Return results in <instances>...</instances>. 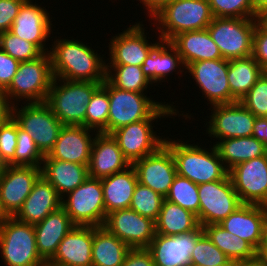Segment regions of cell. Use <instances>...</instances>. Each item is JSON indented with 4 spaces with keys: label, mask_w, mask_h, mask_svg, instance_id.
<instances>
[{
    "label": "cell",
    "mask_w": 267,
    "mask_h": 266,
    "mask_svg": "<svg viewBox=\"0 0 267 266\" xmlns=\"http://www.w3.org/2000/svg\"><path fill=\"white\" fill-rule=\"evenodd\" d=\"M58 39L50 48L54 78L69 81L104 82L106 63L95 50L78 40Z\"/></svg>",
    "instance_id": "obj_1"
},
{
    "label": "cell",
    "mask_w": 267,
    "mask_h": 266,
    "mask_svg": "<svg viewBox=\"0 0 267 266\" xmlns=\"http://www.w3.org/2000/svg\"><path fill=\"white\" fill-rule=\"evenodd\" d=\"M102 86L108 91L109 98L107 134L147 118H164L178 114L171 104L155 102L144 93L118 89L107 79L102 82Z\"/></svg>",
    "instance_id": "obj_2"
},
{
    "label": "cell",
    "mask_w": 267,
    "mask_h": 266,
    "mask_svg": "<svg viewBox=\"0 0 267 266\" xmlns=\"http://www.w3.org/2000/svg\"><path fill=\"white\" fill-rule=\"evenodd\" d=\"M169 140L165 139L164 144L171 150L178 175L199 185L223 180L229 174L215 145L208 152L207 149L198 147V145Z\"/></svg>",
    "instance_id": "obj_3"
},
{
    "label": "cell",
    "mask_w": 267,
    "mask_h": 266,
    "mask_svg": "<svg viewBox=\"0 0 267 266\" xmlns=\"http://www.w3.org/2000/svg\"><path fill=\"white\" fill-rule=\"evenodd\" d=\"M213 18L208 0H172L151 19L160 25L159 39L170 42L180 33L206 29Z\"/></svg>",
    "instance_id": "obj_4"
},
{
    "label": "cell",
    "mask_w": 267,
    "mask_h": 266,
    "mask_svg": "<svg viewBox=\"0 0 267 266\" xmlns=\"http://www.w3.org/2000/svg\"><path fill=\"white\" fill-rule=\"evenodd\" d=\"M57 80L63 83L58 85ZM101 85L102 82L54 78L46 102L63 125L85 127L87 103Z\"/></svg>",
    "instance_id": "obj_5"
},
{
    "label": "cell",
    "mask_w": 267,
    "mask_h": 266,
    "mask_svg": "<svg viewBox=\"0 0 267 266\" xmlns=\"http://www.w3.org/2000/svg\"><path fill=\"white\" fill-rule=\"evenodd\" d=\"M0 250L7 266H46L40 257L32 224L11 216L0 225Z\"/></svg>",
    "instance_id": "obj_6"
},
{
    "label": "cell",
    "mask_w": 267,
    "mask_h": 266,
    "mask_svg": "<svg viewBox=\"0 0 267 266\" xmlns=\"http://www.w3.org/2000/svg\"><path fill=\"white\" fill-rule=\"evenodd\" d=\"M53 80L51 58L47 52L35 60L21 62L5 93L9 100L25 98L29 103L45 102Z\"/></svg>",
    "instance_id": "obj_7"
},
{
    "label": "cell",
    "mask_w": 267,
    "mask_h": 266,
    "mask_svg": "<svg viewBox=\"0 0 267 266\" xmlns=\"http://www.w3.org/2000/svg\"><path fill=\"white\" fill-rule=\"evenodd\" d=\"M257 18L214 17L207 30L226 60L252 55Z\"/></svg>",
    "instance_id": "obj_8"
},
{
    "label": "cell",
    "mask_w": 267,
    "mask_h": 266,
    "mask_svg": "<svg viewBox=\"0 0 267 266\" xmlns=\"http://www.w3.org/2000/svg\"><path fill=\"white\" fill-rule=\"evenodd\" d=\"M13 104L12 117L18 126L32 136L40 152L45 156L53 149L60 130L64 126L45 102H26L17 108ZM19 109V110H18Z\"/></svg>",
    "instance_id": "obj_9"
},
{
    "label": "cell",
    "mask_w": 267,
    "mask_h": 266,
    "mask_svg": "<svg viewBox=\"0 0 267 266\" xmlns=\"http://www.w3.org/2000/svg\"><path fill=\"white\" fill-rule=\"evenodd\" d=\"M62 198L61 207L75 225L103 226L106 220L101 179L88 177L80 186Z\"/></svg>",
    "instance_id": "obj_10"
},
{
    "label": "cell",
    "mask_w": 267,
    "mask_h": 266,
    "mask_svg": "<svg viewBox=\"0 0 267 266\" xmlns=\"http://www.w3.org/2000/svg\"><path fill=\"white\" fill-rule=\"evenodd\" d=\"M199 224H219L243 203L235 191L229 174L223 179L198 185Z\"/></svg>",
    "instance_id": "obj_11"
},
{
    "label": "cell",
    "mask_w": 267,
    "mask_h": 266,
    "mask_svg": "<svg viewBox=\"0 0 267 266\" xmlns=\"http://www.w3.org/2000/svg\"><path fill=\"white\" fill-rule=\"evenodd\" d=\"M229 177L242 203L267 206V153L234 166Z\"/></svg>",
    "instance_id": "obj_12"
},
{
    "label": "cell",
    "mask_w": 267,
    "mask_h": 266,
    "mask_svg": "<svg viewBox=\"0 0 267 266\" xmlns=\"http://www.w3.org/2000/svg\"><path fill=\"white\" fill-rule=\"evenodd\" d=\"M185 69L192 75L212 106L237 102L231 95L227 79L229 60L222 58L196 61L188 64Z\"/></svg>",
    "instance_id": "obj_13"
},
{
    "label": "cell",
    "mask_w": 267,
    "mask_h": 266,
    "mask_svg": "<svg viewBox=\"0 0 267 266\" xmlns=\"http://www.w3.org/2000/svg\"><path fill=\"white\" fill-rule=\"evenodd\" d=\"M103 226L129 248H147L156 235L155 221L130 208L110 212Z\"/></svg>",
    "instance_id": "obj_14"
},
{
    "label": "cell",
    "mask_w": 267,
    "mask_h": 266,
    "mask_svg": "<svg viewBox=\"0 0 267 266\" xmlns=\"http://www.w3.org/2000/svg\"><path fill=\"white\" fill-rule=\"evenodd\" d=\"M206 131L213 138L251 137L256 116L240 101L231 104L213 105Z\"/></svg>",
    "instance_id": "obj_15"
},
{
    "label": "cell",
    "mask_w": 267,
    "mask_h": 266,
    "mask_svg": "<svg viewBox=\"0 0 267 266\" xmlns=\"http://www.w3.org/2000/svg\"><path fill=\"white\" fill-rule=\"evenodd\" d=\"M131 165L135 169L139 183L164 198L167 196L177 170L171 150L165 144L156 152L136 160Z\"/></svg>",
    "instance_id": "obj_16"
},
{
    "label": "cell",
    "mask_w": 267,
    "mask_h": 266,
    "mask_svg": "<svg viewBox=\"0 0 267 266\" xmlns=\"http://www.w3.org/2000/svg\"><path fill=\"white\" fill-rule=\"evenodd\" d=\"M155 119L158 118H147L133 122L111 133L123 156L130 164L156 152L164 145L165 138L156 136V132L152 130V122Z\"/></svg>",
    "instance_id": "obj_17"
},
{
    "label": "cell",
    "mask_w": 267,
    "mask_h": 266,
    "mask_svg": "<svg viewBox=\"0 0 267 266\" xmlns=\"http://www.w3.org/2000/svg\"><path fill=\"white\" fill-rule=\"evenodd\" d=\"M41 176V167L7 165L0 177V199L4 209L14 216Z\"/></svg>",
    "instance_id": "obj_18"
},
{
    "label": "cell",
    "mask_w": 267,
    "mask_h": 266,
    "mask_svg": "<svg viewBox=\"0 0 267 266\" xmlns=\"http://www.w3.org/2000/svg\"><path fill=\"white\" fill-rule=\"evenodd\" d=\"M203 227L177 236L156 234L147 249L155 266H190V257Z\"/></svg>",
    "instance_id": "obj_19"
},
{
    "label": "cell",
    "mask_w": 267,
    "mask_h": 266,
    "mask_svg": "<svg viewBox=\"0 0 267 266\" xmlns=\"http://www.w3.org/2000/svg\"><path fill=\"white\" fill-rule=\"evenodd\" d=\"M219 225L258 251L267 229V206L243 203Z\"/></svg>",
    "instance_id": "obj_20"
},
{
    "label": "cell",
    "mask_w": 267,
    "mask_h": 266,
    "mask_svg": "<svg viewBox=\"0 0 267 266\" xmlns=\"http://www.w3.org/2000/svg\"><path fill=\"white\" fill-rule=\"evenodd\" d=\"M143 25L136 23L123 33L114 36L109 44L110 65H136L142 66L144 60L158 44L148 43ZM146 36V37H145Z\"/></svg>",
    "instance_id": "obj_21"
},
{
    "label": "cell",
    "mask_w": 267,
    "mask_h": 266,
    "mask_svg": "<svg viewBox=\"0 0 267 266\" xmlns=\"http://www.w3.org/2000/svg\"><path fill=\"white\" fill-rule=\"evenodd\" d=\"M50 20L49 13L44 7L33 4L31 0H26L20 7L10 32L35 44L43 53H47L49 49L45 48L44 43L52 31V21Z\"/></svg>",
    "instance_id": "obj_22"
},
{
    "label": "cell",
    "mask_w": 267,
    "mask_h": 266,
    "mask_svg": "<svg viewBox=\"0 0 267 266\" xmlns=\"http://www.w3.org/2000/svg\"><path fill=\"white\" fill-rule=\"evenodd\" d=\"M91 130L84 126L64 125L53 149L44 158L88 165L95 139L90 135Z\"/></svg>",
    "instance_id": "obj_23"
},
{
    "label": "cell",
    "mask_w": 267,
    "mask_h": 266,
    "mask_svg": "<svg viewBox=\"0 0 267 266\" xmlns=\"http://www.w3.org/2000/svg\"><path fill=\"white\" fill-rule=\"evenodd\" d=\"M92 246L93 226L75 225L46 266H92Z\"/></svg>",
    "instance_id": "obj_24"
},
{
    "label": "cell",
    "mask_w": 267,
    "mask_h": 266,
    "mask_svg": "<svg viewBox=\"0 0 267 266\" xmlns=\"http://www.w3.org/2000/svg\"><path fill=\"white\" fill-rule=\"evenodd\" d=\"M130 165L111 134H95L88 164L90 177L103 179L125 170Z\"/></svg>",
    "instance_id": "obj_25"
},
{
    "label": "cell",
    "mask_w": 267,
    "mask_h": 266,
    "mask_svg": "<svg viewBox=\"0 0 267 266\" xmlns=\"http://www.w3.org/2000/svg\"><path fill=\"white\" fill-rule=\"evenodd\" d=\"M62 198L43 176L34 183L31 193L14 215L19 221L35 225L61 207Z\"/></svg>",
    "instance_id": "obj_26"
},
{
    "label": "cell",
    "mask_w": 267,
    "mask_h": 266,
    "mask_svg": "<svg viewBox=\"0 0 267 266\" xmlns=\"http://www.w3.org/2000/svg\"><path fill=\"white\" fill-rule=\"evenodd\" d=\"M33 226L38 253L48 263L54 257L59 243L75 227V224L66 211L60 207Z\"/></svg>",
    "instance_id": "obj_27"
},
{
    "label": "cell",
    "mask_w": 267,
    "mask_h": 266,
    "mask_svg": "<svg viewBox=\"0 0 267 266\" xmlns=\"http://www.w3.org/2000/svg\"><path fill=\"white\" fill-rule=\"evenodd\" d=\"M43 176L56 189L61 198L80 186L88 177V165H81L53 158H44Z\"/></svg>",
    "instance_id": "obj_28"
},
{
    "label": "cell",
    "mask_w": 267,
    "mask_h": 266,
    "mask_svg": "<svg viewBox=\"0 0 267 266\" xmlns=\"http://www.w3.org/2000/svg\"><path fill=\"white\" fill-rule=\"evenodd\" d=\"M170 43L181 55L184 67L196 61L223 58L207 28L180 33Z\"/></svg>",
    "instance_id": "obj_29"
},
{
    "label": "cell",
    "mask_w": 267,
    "mask_h": 266,
    "mask_svg": "<svg viewBox=\"0 0 267 266\" xmlns=\"http://www.w3.org/2000/svg\"><path fill=\"white\" fill-rule=\"evenodd\" d=\"M137 183V175L132 165L101 179L106 215L112 211L130 207Z\"/></svg>",
    "instance_id": "obj_30"
},
{
    "label": "cell",
    "mask_w": 267,
    "mask_h": 266,
    "mask_svg": "<svg viewBox=\"0 0 267 266\" xmlns=\"http://www.w3.org/2000/svg\"><path fill=\"white\" fill-rule=\"evenodd\" d=\"M180 65L184 67L181 55L169 42L159 39L158 44L148 54L141 69L151 83L167 79L169 73L176 71Z\"/></svg>",
    "instance_id": "obj_31"
},
{
    "label": "cell",
    "mask_w": 267,
    "mask_h": 266,
    "mask_svg": "<svg viewBox=\"0 0 267 266\" xmlns=\"http://www.w3.org/2000/svg\"><path fill=\"white\" fill-rule=\"evenodd\" d=\"M129 249L104 226H93L92 266H121Z\"/></svg>",
    "instance_id": "obj_32"
},
{
    "label": "cell",
    "mask_w": 267,
    "mask_h": 266,
    "mask_svg": "<svg viewBox=\"0 0 267 266\" xmlns=\"http://www.w3.org/2000/svg\"><path fill=\"white\" fill-rule=\"evenodd\" d=\"M155 226L156 234L164 236H177L201 227L197 215L166 199L163 201Z\"/></svg>",
    "instance_id": "obj_33"
},
{
    "label": "cell",
    "mask_w": 267,
    "mask_h": 266,
    "mask_svg": "<svg viewBox=\"0 0 267 266\" xmlns=\"http://www.w3.org/2000/svg\"><path fill=\"white\" fill-rule=\"evenodd\" d=\"M220 159L229 171L234 166L267 153L264 144L255 137L228 138L215 142Z\"/></svg>",
    "instance_id": "obj_34"
},
{
    "label": "cell",
    "mask_w": 267,
    "mask_h": 266,
    "mask_svg": "<svg viewBox=\"0 0 267 266\" xmlns=\"http://www.w3.org/2000/svg\"><path fill=\"white\" fill-rule=\"evenodd\" d=\"M205 234L233 262L257 259V250L239 236L228 232L219 224L203 226Z\"/></svg>",
    "instance_id": "obj_35"
},
{
    "label": "cell",
    "mask_w": 267,
    "mask_h": 266,
    "mask_svg": "<svg viewBox=\"0 0 267 266\" xmlns=\"http://www.w3.org/2000/svg\"><path fill=\"white\" fill-rule=\"evenodd\" d=\"M263 72L264 70L252 55L229 60L227 79L232 97L236 101H240L257 82Z\"/></svg>",
    "instance_id": "obj_36"
},
{
    "label": "cell",
    "mask_w": 267,
    "mask_h": 266,
    "mask_svg": "<svg viewBox=\"0 0 267 266\" xmlns=\"http://www.w3.org/2000/svg\"><path fill=\"white\" fill-rule=\"evenodd\" d=\"M106 70V79L114 87L121 90L144 93L148 85H152L149 79L143 74L140 66L106 65Z\"/></svg>",
    "instance_id": "obj_37"
},
{
    "label": "cell",
    "mask_w": 267,
    "mask_h": 266,
    "mask_svg": "<svg viewBox=\"0 0 267 266\" xmlns=\"http://www.w3.org/2000/svg\"><path fill=\"white\" fill-rule=\"evenodd\" d=\"M165 199L191 211L199 221L198 185L191 180L177 174Z\"/></svg>",
    "instance_id": "obj_38"
},
{
    "label": "cell",
    "mask_w": 267,
    "mask_h": 266,
    "mask_svg": "<svg viewBox=\"0 0 267 266\" xmlns=\"http://www.w3.org/2000/svg\"><path fill=\"white\" fill-rule=\"evenodd\" d=\"M109 114L108 91L101 85L87 103L85 127L96 130V133L107 134V120Z\"/></svg>",
    "instance_id": "obj_39"
},
{
    "label": "cell",
    "mask_w": 267,
    "mask_h": 266,
    "mask_svg": "<svg viewBox=\"0 0 267 266\" xmlns=\"http://www.w3.org/2000/svg\"><path fill=\"white\" fill-rule=\"evenodd\" d=\"M220 265H235V262L231 261L203 232L196 240L190 257V266Z\"/></svg>",
    "instance_id": "obj_40"
},
{
    "label": "cell",
    "mask_w": 267,
    "mask_h": 266,
    "mask_svg": "<svg viewBox=\"0 0 267 266\" xmlns=\"http://www.w3.org/2000/svg\"><path fill=\"white\" fill-rule=\"evenodd\" d=\"M164 199L159 193L138 182L129 208L156 222Z\"/></svg>",
    "instance_id": "obj_41"
},
{
    "label": "cell",
    "mask_w": 267,
    "mask_h": 266,
    "mask_svg": "<svg viewBox=\"0 0 267 266\" xmlns=\"http://www.w3.org/2000/svg\"><path fill=\"white\" fill-rule=\"evenodd\" d=\"M0 48L20 62L35 60L44 54L35 44L10 31L0 33Z\"/></svg>",
    "instance_id": "obj_42"
},
{
    "label": "cell",
    "mask_w": 267,
    "mask_h": 266,
    "mask_svg": "<svg viewBox=\"0 0 267 266\" xmlns=\"http://www.w3.org/2000/svg\"><path fill=\"white\" fill-rule=\"evenodd\" d=\"M44 155L38 149L32 136L17 124V146L14 155V166L41 167Z\"/></svg>",
    "instance_id": "obj_43"
},
{
    "label": "cell",
    "mask_w": 267,
    "mask_h": 266,
    "mask_svg": "<svg viewBox=\"0 0 267 266\" xmlns=\"http://www.w3.org/2000/svg\"><path fill=\"white\" fill-rule=\"evenodd\" d=\"M213 17L258 18L251 0H208Z\"/></svg>",
    "instance_id": "obj_44"
},
{
    "label": "cell",
    "mask_w": 267,
    "mask_h": 266,
    "mask_svg": "<svg viewBox=\"0 0 267 266\" xmlns=\"http://www.w3.org/2000/svg\"><path fill=\"white\" fill-rule=\"evenodd\" d=\"M240 102L256 117H267V72H263Z\"/></svg>",
    "instance_id": "obj_45"
},
{
    "label": "cell",
    "mask_w": 267,
    "mask_h": 266,
    "mask_svg": "<svg viewBox=\"0 0 267 266\" xmlns=\"http://www.w3.org/2000/svg\"><path fill=\"white\" fill-rule=\"evenodd\" d=\"M17 146V122L11 117L0 124V157L7 165L14 166V155Z\"/></svg>",
    "instance_id": "obj_46"
},
{
    "label": "cell",
    "mask_w": 267,
    "mask_h": 266,
    "mask_svg": "<svg viewBox=\"0 0 267 266\" xmlns=\"http://www.w3.org/2000/svg\"><path fill=\"white\" fill-rule=\"evenodd\" d=\"M252 56L264 72H267V29L258 21L254 29Z\"/></svg>",
    "instance_id": "obj_47"
},
{
    "label": "cell",
    "mask_w": 267,
    "mask_h": 266,
    "mask_svg": "<svg viewBox=\"0 0 267 266\" xmlns=\"http://www.w3.org/2000/svg\"><path fill=\"white\" fill-rule=\"evenodd\" d=\"M26 0H0V33L10 31L19 9Z\"/></svg>",
    "instance_id": "obj_48"
},
{
    "label": "cell",
    "mask_w": 267,
    "mask_h": 266,
    "mask_svg": "<svg viewBox=\"0 0 267 266\" xmlns=\"http://www.w3.org/2000/svg\"><path fill=\"white\" fill-rule=\"evenodd\" d=\"M20 63L0 48V89L6 90L9 87Z\"/></svg>",
    "instance_id": "obj_49"
},
{
    "label": "cell",
    "mask_w": 267,
    "mask_h": 266,
    "mask_svg": "<svg viewBox=\"0 0 267 266\" xmlns=\"http://www.w3.org/2000/svg\"><path fill=\"white\" fill-rule=\"evenodd\" d=\"M121 266H155L147 248H130Z\"/></svg>",
    "instance_id": "obj_50"
},
{
    "label": "cell",
    "mask_w": 267,
    "mask_h": 266,
    "mask_svg": "<svg viewBox=\"0 0 267 266\" xmlns=\"http://www.w3.org/2000/svg\"><path fill=\"white\" fill-rule=\"evenodd\" d=\"M252 136L267 148V117H256Z\"/></svg>",
    "instance_id": "obj_51"
},
{
    "label": "cell",
    "mask_w": 267,
    "mask_h": 266,
    "mask_svg": "<svg viewBox=\"0 0 267 266\" xmlns=\"http://www.w3.org/2000/svg\"><path fill=\"white\" fill-rule=\"evenodd\" d=\"M5 90L0 89V124L7 122L12 117V108L14 104L10 102ZM10 103V104H9Z\"/></svg>",
    "instance_id": "obj_52"
},
{
    "label": "cell",
    "mask_w": 267,
    "mask_h": 266,
    "mask_svg": "<svg viewBox=\"0 0 267 266\" xmlns=\"http://www.w3.org/2000/svg\"><path fill=\"white\" fill-rule=\"evenodd\" d=\"M140 3L142 2L149 12V16H152L157 13L164 5L169 3L172 0H139Z\"/></svg>",
    "instance_id": "obj_53"
},
{
    "label": "cell",
    "mask_w": 267,
    "mask_h": 266,
    "mask_svg": "<svg viewBox=\"0 0 267 266\" xmlns=\"http://www.w3.org/2000/svg\"><path fill=\"white\" fill-rule=\"evenodd\" d=\"M257 258L264 264V266H267V229L265 231L261 247L257 251Z\"/></svg>",
    "instance_id": "obj_54"
},
{
    "label": "cell",
    "mask_w": 267,
    "mask_h": 266,
    "mask_svg": "<svg viewBox=\"0 0 267 266\" xmlns=\"http://www.w3.org/2000/svg\"><path fill=\"white\" fill-rule=\"evenodd\" d=\"M253 10L260 14L265 8H267V0H251Z\"/></svg>",
    "instance_id": "obj_55"
},
{
    "label": "cell",
    "mask_w": 267,
    "mask_h": 266,
    "mask_svg": "<svg viewBox=\"0 0 267 266\" xmlns=\"http://www.w3.org/2000/svg\"><path fill=\"white\" fill-rule=\"evenodd\" d=\"M235 266H264V264L257 258L252 261L235 262Z\"/></svg>",
    "instance_id": "obj_56"
},
{
    "label": "cell",
    "mask_w": 267,
    "mask_h": 266,
    "mask_svg": "<svg viewBox=\"0 0 267 266\" xmlns=\"http://www.w3.org/2000/svg\"><path fill=\"white\" fill-rule=\"evenodd\" d=\"M11 216L4 209L2 201L0 199V225H2L6 220H8Z\"/></svg>",
    "instance_id": "obj_57"
},
{
    "label": "cell",
    "mask_w": 267,
    "mask_h": 266,
    "mask_svg": "<svg viewBox=\"0 0 267 266\" xmlns=\"http://www.w3.org/2000/svg\"><path fill=\"white\" fill-rule=\"evenodd\" d=\"M258 22L267 29V8H265L260 14H258Z\"/></svg>",
    "instance_id": "obj_58"
},
{
    "label": "cell",
    "mask_w": 267,
    "mask_h": 266,
    "mask_svg": "<svg viewBox=\"0 0 267 266\" xmlns=\"http://www.w3.org/2000/svg\"><path fill=\"white\" fill-rule=\"evenodd\" d=\"M6 166H7V164L0 157V177L4 173V170H5Z\"/></svg>",
    "instance_id": "obj_59"
}]
</instances>
